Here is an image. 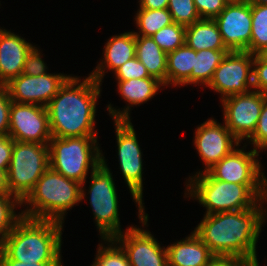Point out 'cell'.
I'll return each instance as SVG.
<instances>
[{
	"mask_svg": "<svg viewBox=\"0 0 267 266\" xmlns=\"http://www.w3.org/2000/svg\"><path fill=\"white\" fill-rule=\"evenodd\" d=\"M265 204L267 199L252 209L205 214L193 231L216 257L257 260L259 234L267 222Z\"/></svg>",
	"mask_w": 267,
	"mask_h": 266,
	"instance_id": "6da1fadb",
	"label": "cell"
},
{
	"mask_svg": "<svg viewBox=\"0 0 267 266\" xmlns=\"http://www.w3.org/2000/svg\"><path fill=\"white\" fill-rule=\"evenodd\" d=\"M101 86L93 77L71 76L46 106L52 137L97 136L96 105ZM95 129V130H94Z\"/></svg>",
	"mask_w": 267,
	"mask_h": 266,
	"instance_id": "7a4b0ae2",
	"label": "cell"
},
{
	"mask_svg": "<svg viewBox=\"0 0 267 266\" xmlns=\"http://www.w3.org/2000/svg\"><path fill=\"white\" fill-rule=\"evenodd\" d=\"M63 223L22 217L0 244V259L62 262Z\"/></svg>",
	"mask_w": 267,
	"mask_h": 266,
	"instance_id": "3957f363",
	"label": "cell"
},
{
	"mask_svg": "<svg viewBox=\"0 0 267 266\" xmlns=\"http://www.w3.org/2000/svg\"><path fill=\"white\" fill-rule=\"evenodd\" d=\"M188 180V181H187ZM186 180L185 198H194L206 215L256 207L267 199V184H236L214 179L208 172Z\"/></svg>",
	"mask_w": 267,
	"mask_h": 266,
	"instance_id": "277c9868",
	"label": "cell"
},
{
	"mask_svg": "<svg viewBox=\"0 0 267 266\" xmlns=\"http://www.w3.org/2000/svg\"><path fill=\"white\" fill-rule=\"evenodd\" d=\"M81 185L49 167L21 202L22 217L64 223L66 212L81 202Z\"/></svg>",
	"mask_w": 267,
	"mask_h": 266,
	"instance_id": "5b68a950",
	"label": "cell"
},
{
	"mask_svg": "<svg viewBox=\"0 0 267 266\" xmlns=\"http://www.w3.org/2000/svg\"><path fill=\"white\" fill-rule=\"evenodd\" d=\"M98 136L72 138L52 137L49 141V167L66 178L81 183V201L85 200V182L91 172L102 162Z\"/></svg>",
	"mask_w": 267,
	"mask_h": 266,
	"instance_id": "8992f818",
	"label": "cell"
},
{
	"mask_svg": "<svg viewBox=\"0 0 267 266\" xmlns=\"http://www.w3.org/2000/svg\"><path fill=\"white\" fill-rule=\"evenodd\" d=\"M48 168V144L14 141L7 171L9 194L22 202Z\"/></svg>",
	"mask_w": 267,
	"mask_h": 266,
	"instance_id": "52a82bcc",
	"label": "cell"
},
{
	"mask_svg": "<svg viewBox=\"0 0 267 266\" xmlns=\"http://www.w3.org/2000/svg\"><path fill=\"white\" fill-rule=\"evenodd\" d=\"M102 153V162L90 172L91 183L88 190V198L93 211L94 223H96L99 235L102 239L113 238L121 234L119 218V205L117 188L112 176V171L106 164Z\"/></svg>",
	"mask_w": 267,
	"mask_h": 266,
	"instance_id": "ba28073f",
	"label": "cell"
},
{
	"mask_svg": "<svg viewBox=\"0 0 267 266\" xmlns=\"http://www.w3.org/2000/svg\"><path fill=\"white\" fill-rule=\"evenodd\" d=\"M114 126L120 172L137 204L141 226L148 227L149 217L143 203V159L136 131L131 120H114Z\"/></svg>",
	"mask_w": 267,
	"mask_h": 266,
	"instance_id": "9c48e42d",
	"label": "cell"
},
{
	"mask_svg": "<svg viewBox=\"0 0 267 266\" xmlns=\"http://www.w3.org/2000/svg\"><path fill=\"white\" fill-rule=\"evenodd\" d=\"M253 60L248 51H229L206 87L220 93V100L248 93L253 90Z\"/></svg>",
	"mask_w": 267,
	"mask_h": 266,
	"instance_id": "30bf717a",
	"label": "cell"
},
{
	"mask_svg": "<svg viewBox=\"0 0 267 266\" xmlns=\"http://www.w3.org/2000/svg\"><path fill=\"white\" fill-rule=\"evenodd\" d=\"M267 94L256 90L228 96L220 102L224 124L242 143L255 131Z\"/></svg>",
	"mask_w": 267,
	"mask_h": 266,
	"instance_id": "8fae6325",
	"label": "cell"
},
{
	"mask_svg": "<svg viewBox=\"0 0 267 266\" xmlns=\"http://www.w3.org/2000/svg\"><path fill=\"white\" fill-rule=\"evenodd\" d=\"M8 135L14 141L49 144L52 134L47 108L11 102Z\"/></svg>",
	"mask_w": 267,
	"mask_h": 266,
	"instance_id": "7c38bea8",
	"label": "cell"
},
{
	"mask_svg": "<svg viewBox=\"0 0 267 266\" xmlns=\"http://www.w3.org/2000/svg\"><path fill=\"white\" fill-rule=\"evenodd\" d=\"M236 147L230 154L223 157L207 172L217 180L236 184H267V177L258 159L259 151L249 152ZM245 147V148H244ZM245 149V150H244ZM247 151V152H246Z\"/></svg>",
	"mask_w": 267,
	"mask_h": 266,
	"instance_id": "4fadbf2b",
	"label": "cell"
},
{
	"mask_svg": "<svg viewBox=\"0 0 267 266\" xmlns=\"http://www.w3.org/2000/svg\"><path fill=\"white\" fill-rule=\"evenodd\" d=\"M193 141L199 158L203 161V165L205 164V169L197 171L194 175L207 172L236 147L241 146V142L226 125L217 123L214 118H209L198 125Z\"/></svg>",
	"mask_w": 267,
	"mask_h": 266,
	"instance_id": "5bb4252c",
	"label": "cell"
},
{
	"mask_svg": "<svg viewBox=\"0 0 267 266\" xmlns=\"http://www.w3.org/2000/svg\"><path fill=\"white\" fill-rule=\"evenodd\" d=\"M125 252L131 266H168L166 246L149 230L129 226L112 238Z\"/></svg>",
	"mask_w": 267,
	"mask_h": 266,
	"instance_id": "9a60e30c",
	"label": "cell"
},
{
	"mask_svg": "<svg viewBox=\"0 0 267 266\" xmlns=\"http://www.w3.org/2000/svg\"><path fill=\"white\" fill-rule=\"evenodd\" d=\"M224 45L229 51H248L251 41V4L246 0H230L214 18Z\"/></svg>",
	"mask_w": 267,
	"mask_h": 266,
	"instance_id": "2e32d148",
	"label": "cell"
},
{
	"mask_svg": "<svg viewBox=\"0 0 267 266\" xmlns=\"http://www.w3.org/2000/svg\"><path fill=\"white\" fill-rule=\"evenodd\" d=\"M71 75L45 73L38 76L20 74L6 84L12 102L47 106Z\"/></svg>",
	"mask_w": 267,
	"mask_h": 266,
	"instance_id": "e0dca14e",
	"label": "cell"
},
{
	"mask_svg": "<svg viewBox=\"0 0 267 266\" xmlns=\"http://www.w3.org/2000/svg\"><path fill=\"white\" fill-rule=\"evenodd\" d=\"M116 81L120 97L128 104L123 110L112 107L111 103L107 105L108 115H111L112 120H131L130 107L146 103L158 94L161 86L165 88V85L154 77Z\"/></svg>",
	"mask_w": 267,
	"mask_h": 266,
	"instance_id": "ac0fdd59",
	"label": "cell"
},
{
	"mask_svg": "<svg viewBox=\"0 0 267 266\" xmlns=\"http://www.w3.org/2000/svg\"><path fill=\"white\" fill-rule=\"evenodd\" d=\"M16 34L0 28L1 86L22 74L26 56L33 47L25 38Z\"/></svg>",
	"mask_w": 267,
	"mask_h": 266,
	"instance_id": "d6986e66",
	"label": "cell"
},
{
	"mask_svg": "<svg viewBox=\"0 0 267 266\" xmlns=\"http://www.w3.org/2000/svg\"><path fill=\"white\" fill-rule=\"evenodd\" d=\"M135 52L136 36L133 31L114 35L105 43L102 61H99L89 75L102 84L108 70L114 73L125 62L136 57Z\"/></svg>",
	"mask_w": 267,
	"mask_h": 266,
	"instance_id": "ffe728a7",
	"label": "cell"
},
{
	"mask_svg": "<svg viewBox=\"0 0 267 266\" xmlns=\"http://www.w3.org/2000/svg\"><path fill=\"white\" fill-rule=\"evenodd\" d=\"M166 250L168 266H207L216 257L194 231Z\"/></svg>",
	"mask_w": 267,
	"mask_h": 266,
	"instance_id": "44dd1931",
	"label": "cell"
},
{
	"mask_svg": "<svg viewBox=\"0 0 267 266\" xmlns=\"http://www.w3.org/2000/svg\"><path fill=\"white\" fill-rule=\"evenodd\" d=\"M185 44L196 52L227 49L214 19H200L185 29Z\"/></svg>",
	"mask_w": 267,
	"mask_h": 266,
	"instance_id": "7402d4cb",
	"label": "cell"
},
{
	"mask_svg": "<svg viewBox=\"0 0 267 266\" xmlns=\"http://www.w3.org/2000/svg\"><path fill=\"white\" fill-rule=\"evenodd\" d=\"M136 57L146 67L150 77L166 86L167 54L151 36H136Z\"/></svg>",
	"mask_w": 267,
	"mask_h": 266,
	"instance_id": "603a6c76",
	"label": "cell"
},
{
	"mask_svg": "<svg viewBox=\"0 0 267 266\" xmlns=\"http://www.w3.org/2000/svg\"><path fill=\"white\" fill-rule=\"evenodd\" d=\"M194 56L196 51L186 44L167 54L166 87L190 84Z\"/></svg>",
	"mask_w": 267,
	"mask_h": 266,
	"instance_id": "cb8c5ba5",
	"label": "cell"
},
{
	"mask_svg": "<svg viewBox=\"0 0 267 266\" xmlns=\"http://www.w3.org/2000/svg\"><path fill=\"white\" fill-rule=\"evenodd\" d=\"M228 49H203L196 52L194 66L190 75V84L206 87L211 81L214 71L228 54Z\"/></svg>",
	"mask_w": 267,
	"mask_h": 266,
	"instance_id": "d4e9b609",
	"label": "cell"
},
{
	"mask_svg": "<svg viewBox=\"0 0 267 266\" xmlns=\"http://www.w3.org/2000/svg\"><path fill=\"white\" fill-rule=\"evenodd\" d=\"M135 24L138 31L133 33L135 36H152L163 27L171 25L172 16L168 9H141L135 15ZM139 32V33H138Z\"/></svg>",
	"mask_w": 267,
	"mask_h": 266,
	"instance_id": "484cf974",
	"label": "cell"
},
{
	"mask_svg": "<svg viewBox=\"0 0 267 266\" xmlns=\"http://www.w3.org/2000/svg\"><path fill=\"white\" fill-rule=\"evenodd\" d=\"M251 17L249 53L262 54L267 50V5L251 4Z\"/></svg>",
	"mask_w": 267,
	"mask_h": 266,
	"instance_id": "4316f807",
	"label": "cell"
},
{
	"mask_svg": "<svg viewBox=\"0 0 267 266\" xmlns=\"http://www.w3.org/2000/svg\"><path fill=\"white\" fill-rule=\"evenodd\" d=\"M22 207L21 202L13 195L0 194V244L11 233L15 224L22 218V213L14 209Z\"/></svg>",
	"mask_w": 267,
	"mask_h": 266,
	"instance_id": "83f0119b",
	"label": "cell"
},
{
	"mask_svg": "<svg viewBox=\"0 0 267 266\" xmlns=\"http://www.w3.org/2000/svg\"><path fill=\"white\" fill-rule=\"evenodd\" d=\"M98 244L95 259L90 266H131L123 249L112 239H103Z\"/></svg>",
	"mask_w": 267,
	"mask_h": 266,
	"instance_id": "f1b7e54d",
	"label": "cell"
},
{
	"mask_svg": "<svg viewBox=\"0 0 267 266\" xmlns=\"http://www.w3.org/2000/svg\"><path fill=\"white\" fill-rule=\"evenodd\" d=\"M185 29V26L172 23L160 29L151 38L168 54L185 44Z\"/></svg>",
	"mask_w": 267,
	"mask_h": 266,
	"instance_id": "f546056e",
	"label": "cell"
},
{
	"mask_svg": "<svg viewBox=\"0 0 267 266\" xmlns=\"http://www.w3.org/2000/svg\"><path fill=\"white\" fill-rule=\"evenodd\" d=\"M167 9L173 22L185 27L201 19L194 0H169Z\"/></svg>",
	"mask_w": 267,
	"mask_h": 266,
	"instance_id": "4dcf8cb0",
	"label": "cell"
},
{
	"mask_svg": "<svg viewBox=\"0 0 267 266\" xmlns=\"http://www.w3.org/2000/svg\"><path fill=\"white\" fill-rule=\"evenodd\" d=\"M244 144L253 145V149L262 151L267 149V99L263 103L261 114L258 119L257 126L253 134L246 140Z\"/></svg>",
	"mask_w": 267,
	"mask_h": 266,
	"instance_id": "1f68e13d",
	"label": "cell"
},
{
	"mask_svg": "<svg viewBox=\"0 0 267 266\" xmlns=\"http://www.w3.org/2000/svg\"><path fill=\"white\" fill-rule=\"evenodd\" d=\"M116 80H130L139 78H149L146 67L138 60L137 57L125 62L115 72Z\"/></svg>",
	"mask_w": 267,
	"mask_h": 266,
	"instance_id": "d6a6232c",
	"label": "cell"
},
{
	"mask_svg": "<svg viewBox=\"0 0 267 266\" xmlns=\"http://www.w3.org/2000/svg\"><path fill=\"white\" fill-rule=\"evenodd\" d=\"M40 49L34 45L26 56L22 74L38 76L47 72V64L42 59Z\"/></svg>",
	"mask_w": 267,
	"mask_h": 266,
	"instance_id": "836d02e7",
	"label": "cell"
},
{
	"mask_svg": "<svg viewBox=\"0 0 267 266\" xmlns=\"http://www.w3.org/2000/svg\"><path fill=\"white\" fill-rule=\"evenodd\" d=\"M253 90L267 94V58L263 54L254 55Z\"/></svg>",
	"mask_w": 267,
	"mask_h": 266,
	"instance_id": "e575fe53",
	"label": "cell"
},
{
	"mask_svg": "<svg viewBox=\"0 0 267 266\" xmlns=\"http://www.w3.org/2000/svg\"><path fill=\"white\" fill-rule=\"evenodd\" d=\"M230 0H194L201 19H214Z\"/></svg>",
	"mask_w": 267,
	"mask_h": 266,
	"instance_id": "d590c367",
	"label": "cell"
},
{
	"mask_svg": "<svg viewBox=\"0 0 267 266\" xmlns=\"http://www.w3.org/2000/svg\"><path fill=\"white\" fill-rule=\"evenodd\" d=\"M11 102L7 86H0V135H8Z\"/></svg>",
	"mask_w": 267,
	"mask_h": 266,
	"instance_id": "8d00e7d4",
	"label": "cell"
},
{
	"mask_svg": "<svg viewBox=\"0 0 267 266\" xmlns=\"http://www.w3.org/2000/svg\"><path fill=\"white\" fill-rule=\"evenodd\" d=\"M14 140L9 135H0V169L8 171Z\"/></svg>",
	"mask_w": 267,
	"mask_h": 266,
	"instance_id": "74e56055",
	"label": "cell"
},
{
	"mask_svg": "<svg viewBox=\"0 0 267 266\" xmlns=\"http://www.w3.org/2000/svg\"><path fill=\"white\" fill-rule=\"evenodd\" d=\"M0 266H64L62 262H19L13 259H0Z\"/></svg>",
	"mask_w": 267,
	"mask_h": 266,
	"instance_id": "f35d334b",
	"label": "cell"
},
{
	"mask_svg": "<svg viewBox=\"0 0 267 266\" xmlns=\"http://www.w3.org/2000/svg\"><path fill=\"white\" fill-rule=\"evenodd\" d=\"M244 262L234 257H215L207 266H241Z\"/></svg>",
	"mask_w": 267,
	"mask_h": 266,
	"instance_id": "ab89813d",
	"label": "cell"
},
{
	"mask_svg": "<svg viewBox=\"0 0 267 266\" xmlns=\"http://www.w3.org/2000/svg\"><path fill=\"white\" fill-rule=\"evenodd\" d=\"M138 3L141 9H166L169 0H139Z\"/></svg>",
	"mask_w": 267,
	"mask_h": 266,
	"instance_id": "60d3db41",
	"label": "cell"
},
{
	"mask_svg": "<svg viewBox=\"0 0 267 266\" xmlns=\"http://www.w3.org/2000/svg\"><path fill=\"white\" fill-rule=\"evenodd\" d=\"M0 194H9L7 187V172L0 169Z\"/></svg>",
	"mask_w": 267,
	"mask_h": 266,
	"instance_id": "b9f144b4",
	"label": "cell"
},
{
	"mask_svg": "<svg viewBox=\"0 0 267 266\" xmlns=\"http://www.w3.org/2000/svg\"><path fill=\"white\" fill-rule=\"evenodd\" d=\"M241 266H260L258 259L253 261H245Z\"/></svg>",
	"mask_w": 267,
	"mask_h": 266,
	"instance_id": "7bdbcfd3",
	"label": "cell"
},
{
	"mask_svg": "<svg viewBox=\"0 0 267 266\" xmlns=\"http://www.w3.org/2000/svg\"><path fill=\"white\" fill-rule=\"evenodd\" d=\"M250 4H263L267 5V0H246Z\"/></svg>",
	"mask_w": 267,
	"mask_h": 266,
	"instance_id": "ee69618b",
	"label": "cell"
},
{
	"mask_svg": "<svg viewBox=\"0 0 267 266\" xmlns=\"http://www.w3.org/2000/svg\"><path fill=\"white\" fill-rule=\"evenodd\" d=\"M267 58V50L262 53Z\"/></svg>",
	"mask_w": 267,
	"mask_h": 266,
	"instance_id": "f6af8a7d",
	"label": "cell"
}]
</instances>
